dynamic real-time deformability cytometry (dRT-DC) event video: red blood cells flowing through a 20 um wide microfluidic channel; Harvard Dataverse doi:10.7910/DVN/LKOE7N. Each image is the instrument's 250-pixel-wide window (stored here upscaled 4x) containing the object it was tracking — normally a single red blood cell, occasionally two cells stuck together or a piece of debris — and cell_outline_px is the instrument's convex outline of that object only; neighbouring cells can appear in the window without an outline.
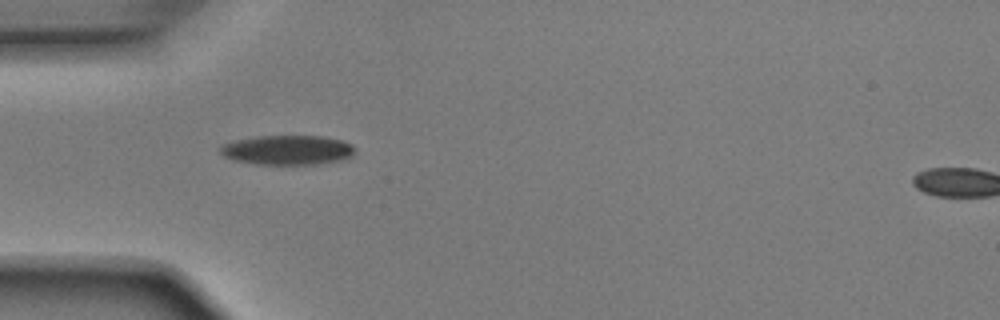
{"species": "Egyptian fruit bat (a non-hibernating species)", "species_latin": "Rousettus aegyptiacus", "temperature_condition": "room temperature", "stored_images_in_passage": 37, "camera_frame_rate_fps": 3000, "um_per_image_px": 0.085, "animal": {"sex": "male"}, "frame": {"image": 1, "passage_image": 1, "time_ms": 0.0, "image_size_px": [1000, 320], "cell_outline_px": [[356, 152], [348, 160], [320, 164], [256, 164], [232, 160], [224, 156], [220, 152], [220, 144], [236, 140], [260, 136], [320, 136], [340, 140], [352, 144], [356, 148]], "centroid_in_image_um": [24.48, 12.76], "position_along_channel_um": 60.5, "area_um2": 23.52}}
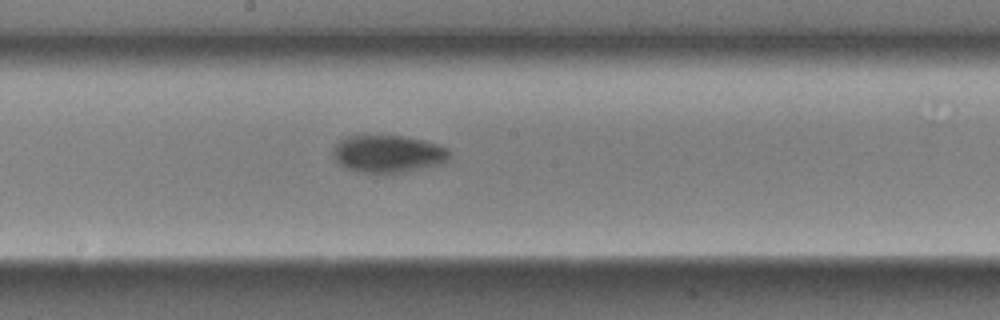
{"frame": {"image": 2, "passage_image": 13, "time_ms": 4.0, "image_size_px": [1000, 320], "cell_outline_px": [[452, 156], [448, 160], [440, 164], [400, 172], [360, 172], [344, 168], [336, 160], [332, 152], [332, 148], [340, 140], [348, 136], [404, 136], [424, 140], [448, 148], [452, 152]], "centroid_in_image_um": [33.0, 13.06], "position_along_channel_um": 215.2, "area_um2": 25.26}}
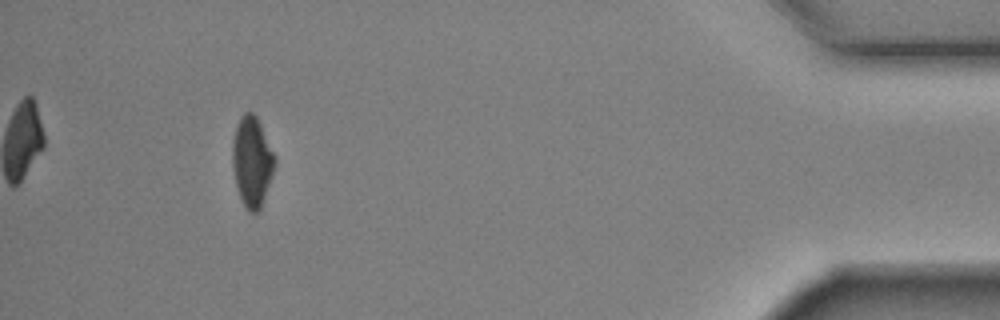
{"frame": {"image": 3, "passage_image": 33, "time_ms": 10.667, "image_size_px": [1000, 320], "cell_outline_px": [[276, 164], [272, 176], [260, 208], [256, 212], [248, 212], [240, 196], [236, 184], [232, 164], [232, 140], [236, 124], [240, 116], [244, 112], [252, 112], [256, 116], [276, 156]], "centroid_in_image_um": [21.42, 13.69], "position_along_channel_um": 413.8, "area_um2": 22.2}, "authors_computed_cell_mechanics": {"area_um2": 24.276, "velocity_mm_per_s": 3.9229, "shape_relaxation_time_tau1_ms": 3.4794, "shape_relaxation_time_tau2_ms": 2.807, "deformation_change_tau1": 0.1344, "deformation_change_tau2": 0.058}}